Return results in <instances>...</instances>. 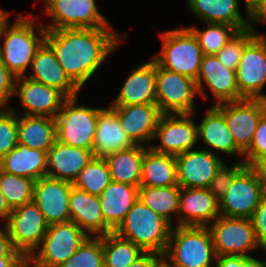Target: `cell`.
<instances>
[{
  "label": "cell",
  "instance_id": "cell-1",
  "mask_svg": "<svg viewBox=\"0 0 266 267\" xmlns=\"http://www.w3.org/2000/svg\"><path fill=\"white\" fill-rule=\"evenodd\" d=\"M112 28L46 30L45 42L69 79L81 90L120 42Z\"/></svg>",
  "mask_w": 266,
  "mask_h": 267
},
{
  "label": "cell",
  "instance_id": "cell-2",
  "mask_svg": "<svg viewBox=\"0 0 266 267\" xmlns=\"http://www.w3.org/2000/svg\"><path fill=\"white\" fill-rule=\"evenodd\" d=\"M172 227L166 219L138 199L113 232L130 240L144 252H154L163 256Z\"/></svg>",
  "mask_w": 266,
  "mask_h": 267
},
{
  "label": "cell",
  "instance_id": "cell-3",
  "mask_svg": "<svg viewBox=\"0 0 266 267\" xmlns=\"http://www.w3.org/2000/svg\"><path fill=\"white\" fill-rule=\"evenodd\" d=\"M16 22L4 26L0 36H4L0 45V60L14 77L26 76L27 67L31 65L36 51L45 42V26H36L34 20L16 17ZM35 28L42 37L36 35Z\"/></svg>",
  "mask_w": 266,
  "mask_h": 267
},
{
  "label": "cell",
  "instance_id": "cell-4",
  "mask_svg": "<svg viewBox=\"0 0 266 267\" xmlns=\"http://www.w3.org/2000/svg\"><path fill=\"white\" fill-rule=\"evenodd\" d=\"M171 230L162 258L171 267H211L216 259L208 226H176ZM168 260V261H167Z\"/></svg>",
  "mask_w": 266,
  "mask_h": 267
},
{
  "label": "cell",
  "instance_id": "cell-5",
  "mask_svg": "<svg viewBox=\"0 0 266 267\" xmlns=\"http://www.w3.org/2000/svg\"><path fill=\"white\" fill-rule=\"evenodd\" d=\"M161 54L152 59L162 68L197 79L203 57L198 39L189 28L163 32Z\"/></svg>",
  "mask_w": 266,
  "mask_h": 267
},
{
  "label": "cell",
  "instance_id": "cell-6",
  "mask_svg": "<svg viewBox=\"0 0 266 267\" xmlns=\"http://www.w3.org/2000/svg\"><path fill=\"white\" fill-rule=\"evenodd\" d=\"M77 97H68L58 112L57 140L63 144L91 150L97 125V114L102 108H90L77 104Z\"/></svg>",
  "mask_w": 266,
  "mask_h": 267
},
{
  "label": "cell",
  "instance_id": "cell-7",
  "mask_svg": "<svg viewBox=\"0 0 266 267\" xmlns=\"http://www.w3.org/2000/svg\"><path fill=\"white\" fill-rule=\"evenodd\" d=\"M88 237L72 221L48 225L40 251L31 255L28 267H57L66 262Z\"/></svg>",
  "mask_w": 266,
  "mask_h": 267
},
{
  "label": "cell",
  "instance_id": "cell-8",
  "mask_svg": "<svg viewBox=\"0 0 266 267\" xmlns=\"http://www.w3.org/2000/svg\"><path fill=\"white\" fill-rule=\"evenodd\" d=\"M262 198V178L252 166H245L220 198V215L250 219Z\"/></svg>",
  "mask_w": 266,
  "mask_h": 267
},
{
  "label": "cell",
  "instance_id": "cell-9",
  "mask_svg": "<svg viewBox=\"0 0 266 267\" xmlns=\"http://www.w3.org/2000/svg\"><path fill=\"white\" fill-rule=\"evenodd\" d=\"M196 80L156 63V104L162 114H192Z\"/></svg>",
  "mask_w": 266,
  "mask_h": 267
},
{
  "label": "cell",
  "instance_id": "cell-10",
  "mask_svg": "<svg viewBox=\"0 0 266 267\" xmlns=\"http://www.w3.org/2000/svg\"><path fill=\"white\" fill-rule=\"evenodd\" d=\"M5 224L15 250L27 260L40 248L48 229L42 212L33 201L12 210Z\"/></svg>",
  "mask_w": 266,
  "mask_h": 267
},
{
  "label": "cell",
  "instance_id": "cell-11",
  "mask_svg": "<svg viewBox=\"0 0 266 267\" xmlns=\"http://www.w3.org/2000/svg\"><path fill=\"white\" fill-rule=\"evenodd\" d=\"M209 225L216 256H250L246 252L259 245L251 220L219 216Z\"/></svg>",
  "mask_w": 266,
  "mask_h": 267
},
{
  "label": "cell",
  "instance_id": "cell-12",
  "mask_svg": "<svg viewBox=\"0 0 266 267\" xmlns=\"http://www.w3.org/2000/svg\"><path fill=\"white\" fill-rule=\"evenodd\" d=\"M239 93L244 99L266 100V35L257 34L244 48L236 69Z\"/></svg>",
  "mask_w": 266,
  "mask_h": 267
},
{
  "label": "cell",
  "instance_id": "cell-13",
  "mask_svg": "<svg viewBox=\"0 0 266 267\" xmlns=\"http://www.w3.org/2000/svg\"><path fill=\"white\" fill-rule=\"evenodd\" d=\"M53 24L46 30L111 28L97 10L95 0H44Z\"/></svg>",
  "mask_w": 266,
  "mask_h": 267
},
{
  "label": "cell",
  "instance_id": "cell-14",
  "mask_svg": "<svg viewBox=\"0 0 266 267\" xmlns=\"http://www.w3.org/2000/svg\"><path fill=\"white\" fill-rule=\"evenodd\" d=\"M213 105L223 113L236 146L244 153L251 145L259 121L266 112V100L243 99Z\"/></svg>",
  "mask_w": 266,
  "mask_h": 267
},
{
  "label": "cell",
  "instance_id": "cell-15",
  "mask_svg": "<svg viewBox=\"0 0 266 267\" xmlns=\"http://www.w3.org/2000/svg\"><path fill=\"white\" fill-rule=\"evenodd\" d=\"M192 114H162L155 130V138L161 144L150 148L161 154L176 156L196 145L198 140L197 125L191 119Z\"/></svg>",
  "mask_w": 266,
  "mask_h": 267
},
{
  "label": "cell",
  "instance_id": "cell-16",
  "mask_svg": "<svg viewBox=\"0 0 266 267\" xmlns=\"http://www.w3.org/2000/svg\"><path fill=\"white\" fill-rule=\"evenodd\" d=\"M177 182L181 188H209L224 162L213 150H189L175 156Z\"/></svg>",
  "mask_w": 266,
  "mask_h": 267
},
{
  "label": "cell",
  "instance_id": "cell-17",
  "mask_svg": "<svg viewBox=\"0 0 266 267\" xmlns=\"http://www.w3.org/2000/svg\"><path fill=\"white\" fill-rule=\"evenodd\" d=\"M72 183L44 176L35 181L33 202L48 225L70 221V192Z\"/></svg>",
  "mask_w": 266,
  "mask_h": 267
},
{
  "label": "cell",
  "instance_id": "cell-18",
  "mask_svg": "<svg viewBox=\"0 0 266 267\" xmlns=\"http://www.w3.org/2000/svg\"><path fill=\"white\" fill-rule=\"evenodd\" d=\"M203 81L216 98V104L244 99L239 93L236 71L222 65L216 55H203L200 72L196 79L198 93L206 99Z\"/></svg>",
  "mask_w": 266,
  "mask_h": 267
},
{
  "label": "cell",
  "instance_id": "cell-19",
  "mask_svg": "<svg viewBox=\"0 0 266 267\" xmlns=\"http://www.w3.org/2000/svg\"><path fill=\"white\" fill-rule=\"evenodd\" d=\"M15 81L17 83H15L14 93L19 94L20 102L26 108L24 115L56 118L67 98L61 91L33 81L27 76L17 77Z\"/></svg>",
  "mask_w": 266,
  "mask_h": 267
},
{
  "label": "cell",
  "instance_id": "cell-20",
  "mask_svg": "<svg viewBox=\"0 0 266 267\" xmlns=\"http://www.w3.org/2000/svg\"><path fill=\"white\" fill-rule=\"evenodd\" d=\"M178 213V226H208L220 216L219 200L208 188H181Z\"/></svg>",
  "mask_w": 266,
  "mask_h": 267
},
{
  "label": "cell",
  "instance_id": "cell-21",
  "mask_svg": "<svg viewBox=\"0 0 266 267\" xmlns=\"http://www.w3.org/2000/svg\"><path fill=\"white\" fill-rule=\"evenodd\" d=\"M118 115L119 122L135 145H143L154 139L162 113L157 104L110 106Z\"/></svg>",
  "mask_w": 266,
  "mask_h": 267
},
{
  "label": "cell",
  "instance_id": "cell-22",
  "mask_svg": "<svg viewBox=\"0 0 266 267\" xmlns=\"http://www.w3.org/2000/svg\"><path fill=\"white\" fill-rule=\"evenodd\" d=\"M69 211L70 221L74 222L89 236L95 234V237H99L114 231L104 221L97 195H91L72 186Z\"/></svg>",
  "mask_w": 266,
  "mask_h": 267
},
{
  "label": "cell",
  "instance_id": "cell-23",
  "mask_svg": "<svg viewBox=\"0 0 266 267\" xmlns=\"http://www.w3.org/2000/svg\"><path fill=\"white\" fill-rule=\"evenodd\" d=\"M142 104H156V62L153 59L131 72L110 106Z\"/></svg>",
  "mask_w": 266,
  "mask_h": 267
},
{
  "label": "cell",
  "instance_id": "cell-24",
  "mask_svg": "<svg viewBox=\"0 0 266 267\" xmlns=\"http://www.w3.org/2000/svg\"><path fill=\"white\" fill-rule=\"evenodd\" d=\"M33 74H27L29 79L54 87L67 98L78 96L79 88L65 74L57 61L55 52L44 42L36 51L31 62Z\"/></svg>",
  "mask_w": 266,
  "mask_h": 267
},
{
  "label": "cell",
  "instance_id": "cell-25",
  "mask_svg": "<svg viewBox=\"0 0 266 267\" xmlns=\"http://www.w3.org/2000/svg\"><path fill=\"white\" fill-rule=\"evenodd\" d=\"M92 158L91 150L69 146L56 140L47 151L46 176L73 183Z\"/></svg>",
  "mask_w": 266,
  "mask_h": 267
},
{
  "label": "cell",
  "instance_id": "cell-26",
  "mask_svg": "<svg viewBox=\"0 0 266 267\" xmlns=\"http://www.w3.org/2000/svg\"><path fill=\"white\" fill-rule=\"evenodd\" d=\"M134 145L123 130L116 112L111 107L101 109L97 114L95 139L91 149L93 157L104 158Z\"/></svg>",
  "mask_w": 266,
  "mask_h": 267
},
{
  "label": "cell",
  "instance_id": "cell-27",
  "mask_svg": "<svg viewBox=\"0 0 266 267\" xmlns=\"http://www.w3.org/2000/svg\"><path fill=\"white\" fill-rule=\"evenodd\" d=\"M98 197L104 221L115 230L139 199V187L111 181Z\"/></svg>",
  "mask_w": 266,
  "mask_h": 267
},
{
  "label": "cell",
  "instance_id": "cell-28",
  "mask_svg": "<svg viewBox=\"0 0 266 267\" xmlns=\"http://www.w3.org/2000/svg\"><path fill=\"white\" fill-rule=\"evenodd\" d=\"M0 170L36 181L47 174V152L18 143L0 159Z\"/></svg>",
  "mask_w": 266,
  "mask_h": 267
},
{
  "label": "cell",
  "instance_id": "cell-29",
  "mask_svg": "<svg viewBox=\"0 0 266 267\" xmlns=\"http://www.w3.org/2000/svg\"><path fill=\"white\" fill-rule=\"evenodd\" d=\"M188 7L207 23H223L239 31L252 27L250 17L244 19L239 12L238 0H187Z\"/></svg>",
  "mask_w": 266,
  "mask_h": 267
},
{
  "label": "cell",
  "instance_id": "cell-30",
  "mask_svg": "<svg viewBox=\"0 0 266 267\" xmlns=\"http://www.w3.org/2000/svg\"><path fill=\"white\" fill-rule=\"evenodd\" d=\"M17 137L19 144L47 152L57 140L55 118L28 115L17 117Z\"/></svg>",
  "mask_w": 266,
  "mask_h": 267
},
{
  "label": "cell",
  "instance_id": "cell-31",
  "mask_svg": "<svg viewBox=\"0 0 266 267\" xmlns=\"http://www.w3.org/2000/svg\"><path fill=\"white\" fill-rule=\"evenodd\" d=\"M197 135L198 140L202 138V141L210 148L229 155L240 154L243 156V152L235 144L223 113L215 105L206 110V116L197 125Z\"/></svg>",
  "mask_w": 266,
  "mask_h": 267
},
{
  "label": "cell",
  "instance_id": "cell-32",
  "mask_svg": "<svg viewBox=\"0 0 266 267\" xmlns=\"http://www.w3.org/2000/svg\"><path fill=\"white\" fill-rule=\"evenodd\" d=\"M178 185L175 156L161 154L148 147L144 151L140 186Z\"/></svg>",
  "mask_w": 266,
  "mask_h": 267
},
{
  "label": "cell",
  "instance_id": "cell-33",
  "mask_svg": "<svg viewBox=\"0 0 266 267\" xmlns=\"http://www.w3.org/2000/svg\"><path fill=\"white\" fill-rule=\"evenodd\" d=\"M146 149L143 145H134L129 149L106 155L104 159L110 170L111 181L140 187L142 161Z\"/></svg>",
  "mask_w": 266,
  "mask_h": 267
},
{
  "label": "cell",
  "instance_id": "cell-34",
  "mask_svg": "<svg viewBox=\"0 0 266 267\" xmlns=\"http://www.w3.org/2000/svg\"><path fill=\"white\" fill-rule=\"evenodd\" d=\"M180 191L179 185L159 188L140 186L139 199L173 226L171 215L178 213Z\"/></svg>",
  "mask_w": 266,
  "mask_h": 267
},
{
  "label": "cell",
  "instance_id": "cell-35",
  "mask_svg": "<svg viewBox=\"0 0 266 267\" xmlns=\"http://www.w3.org/2000/svg\"><path fill=\"white\" fill-rule=\"evenodd\" d=\"M99 237L102 241L104 267H128L144 253L136 244L114 232Z\"/></svg>",
  "mask_w": 266,
  "mask_h": 267
},
{
  "label": "cell",
  "instance_id": "cell-36",
  "mask_svg": "<svg viewBox=\"0 0 266 267\" xmlns=\"http://www.w3.org/2000/svg\"><path fill=\"white\" fill-rule=\"evenodd\" d=\"M110 182V170L106 160L101 157H93L79 172L72 185L91 195L100 196Z\"/></svg>",
  "mask_w": 266,
  "mask_h": 267
},
{
  "label": "cell",
  "instance_id": "cell-37",
  "mask_svg": "<svg viewBox=\"0 0 266 267\" xmlns=\"http://www.w3.org/2000/svg\"><path fill=\"white\" fill-rule=\"evenodd\" d=\"M35 180L28 177L12 175L0 170V191L12 211L33 201Z\"/></svg>",
  "mask_w": 266,
  "mask_h": 267
},
{
  "label": "cell",
  "instance_id": "cell-38",
  "mask_svg": "<svg viewBox=\"0 0 266 267\" xmlns=\"http://www.w3.org/2000/svg\"><path fill=\"white\" fill-rule=\"evenodd\" d=\"M204 31L189 28L198 39L203 55H216L239 31L236 27L223 23H207Z\"/></svg>",
  "mask_w": 266,
  "mask_h": 267
},
{
  "label": "cell",
  "instance_id": "cell-39",
  "mask_svg": "<svg viewBox=\"0 0 266 267\" xmlns=\"http://www.w3.org/2000/svg\"><path fill=\"white\" fill-rule=\"evenodd\" d=\"M57 267H104L101 238L89 236L66 262Z\"/></svg>",
  "mask_w": 266,
  "mask_h": 267
},
{
  "label": "cell",
  "instance_id": "cell-40",
  "mask_svg": "<svg viewBox=\"0 0 266 267\" xmlns=\"http://www.w3.org/2000/svg\"><path fill=\"white\" fill-rule=\"evenodd\" d=\"M253 28L238 31L216 54L222 65L236 71L245 46L257 35Z\"/></svg>",
  "mask_w": 266,
  "mask_h": 267
},
{
  "label": "cell",
  "instance_id": "cell-41",
  "mask_svg": "<svg viewBox=\"0 0 266 267\" xmlns=\"http://www.w3.org/2000/svg\"><path fill=\"white\" fill-rule=\"evenodd\" d=\"M18 144L17 114L11 108L0 111V159Z\"/></svg>",
  "mask_w": 266,
  "mask_h": 267
},
{
  "label": "cell",
  "instance_id": "cell-42",
  "mask_svg": "<svg viewBox=\"0 0 266 267\" xmlns=\"http://www.w3.org/2000/svg\"><path fill=\"white\" fill-rule=\"evenodd\" d=\"M246 166L244 160L234 164L232 167H227L223 164L215 174L209 186V191L218 200L223 197L225 192L231 186L235 176Z\"/></svg>",
  "mask_w": 266,
  "mask_h": 267
},
{
  "label": "cell",
  "instance_id": "cell-43",
  "mask_svg": "<svg viewBox=\"0 0 266 267\" xmlns=\"http://www.w3.org/2000/svg\"><path fill=\"white\" fill-rule=\"evenodd\" d=\"M266 155V112L262 115L249 148L243 153L246 166H253L262 156Z\"/></svg>",
  "mask_w": 266,
  "mask_h": 267
},
{
  "label": "cell",
  "instance_id": "cell-44",
  "mask_svg": "<svg viewBox=\"0 0 266 267\" xmlns=\"http://www.w3.org/2000/svg\"><path fill=\"white\" fill-rule=\"evenodd\" d=\"M250 220L256 239L261 249H264L266 247V199L262 198Z\"/></svg>",
  "mask_w": 266,
  "mask_h": 267
},
{
  "label": "cell",
  "instance_id": "cell-45",
  "mask_svg": "<svg viewBox=\"0 0 266 267\" xmlns=\"http://www.w3.org/2000/svg\"><path fill=\"white\" fill-rule=\"evenodd\" d=\"M14 79L16 77L8 71L0 60V111L9 110L8 108L1 109V106L3 107L10 99L9 97L14 94Z\"/></svg>",
  "mask_w": 266,
  "mask_h": 267
},
{
  "label": "cell",
  "instance_id": "cell-46",
  "mask_svg": "<svg viewBox=\"0 0 266 267\" xmlns=\"http://www.w3.org/2000/svg\"><path fill=\"white\" fill-rule=\"evenodd\" d=\"M0 256H23L15 250L6 227L5 230L0 228Z\"/></svg>",
  "mask_w": 266,
  "mask_h": 267
},
{
  "label": "cell",
  "instance_id": "cell-47",
  "mask_svg": "<svg viewBox=\"0 0 266 267\" xmlns=\"http://www.w3.org/2000/svg\"><path fill=\"white\" fill-rule=\"evenodd\" d=\"M162 258L161 255L154 252H144L128 267H154V265Z\"/></svg>",
  "mask_w": 266,
  "mask_h": 267
},
{
  "label": "cell",
  "instance_id": "cell-48",
  "mask_svg": "<svg viewBox=\"0 0 266 267\" xmlns=\"http://www.w3.org/2000/svg\"><path fill=\"white\" fill-rule=\"evenodd\" d=\"M0 267H28L24 256H0Z\"/></svg>",
  "mask_w": 266,
  "mask_h": 267
},
{
  "label": "cell",
  "instance_id": "cell-49",
  "mask_svg": "<svg viewBox=\"0 0 266 267\" xmlns=\"http://www.w3.org/2000/svg\"><path fill=\"white\" fill-rule=\"evenodd\" d=\"M215 263L216 267H239V256H217Z\"/></svg>",
  "mask_w": 266,
  "mask_h": 267
},
{
  "label": "cell",
  "instance_id": "cell-50",
  "mask_svg": "<svg viewBox=\"0 0 266 267\" xmlns=\"http://www.w3.org/2000/svg\"><path fill=\"white\" fill-rule=\"evenodd\" d=\"M239 267H266V262L259 261L252 256H239Z\"/></svg>",
  "mask_w": 266,
  "mask_h": 267
},
{
  "label": "cell",
  "instance_id": "cell-51",
  "mask_svg": "<svg viewBox=\"0 0 266 267\" xmlns=\"http://www.w3.org/2000/svg\"><path fill=\"white\" fill-rule=\"evenodd\" d=\"M246 4V12L251 17L265 2V0H244Z\"/></svg>",
  "mask_w": 266,
  "mask_h": 267
},
{
  "label": "cell",
  "instance_id": "cell-52",
  "mask_svg": "<svg viewBox=\"0 0 266 267\" xmlns=\"http://www.w3.org/2000/svg\"><path fill=\"white\" fill-rule=\"evenodd\" d=\"M266 22V0L261 7L250 17V22Z\"/></svg>",
  "mask_w": 266,
  "mask_h": 267
},
{
  "label": "cell",
  "instance_id": "cell-53",
  "mask_svg": "<svg viewBox=\"0 0 266 267\" xmlns=\"http://www.w3.org/2000/svg\"><path fill=\"white\" fill-rule=\"evenodd\" d=\"M252 167L261 178H266V155L262 156Z\"/></svg>",
  "mask_w": 266,
  "mask_h": 267
},
{
  "label": "cell",
  "instance_id": "cell-54",
  "mask_svg": "<svg viewBox=\"0 0 266 267\" xmlns=\"http://www.w3.org/2000/svg\"><path fill=\"white\" fill-rule=\"evenodd\" d=\"M11 210L7 206L4 196L2 192L0 191V219H8L10 217Z\"/></svg>",
  "mask_w": 266,
  "mask_h": 267
},
{
  "label": "cell",
  "instance_id": "cell-55",
  "mask_svg": "<svg viewBox=\"0 0 266 267\" xmlns=\"http://www.w3.org/2000/svg\"><path fill=\"white\" fill-rule=\"evenodd\" d=\"M8 17L9 13L0 10V34L2 33L4 26L8 23Z\"/></svg>",
  "mask_w": 266,
  "mask_h": 267
},
{
  "label": "cell",
  "instance_id": "cell-56",
  "mask_svg": "<svg viewBox=\"0 0 266 267\" xmlns=\"http://www.w3.org/2000/svg\"><path fill=\"white\" fill-rule=\"evenodd\" d=\"M154 267H171L163 258H161Z\"/></svg>",
  "mask_w": 266,
  "mask_h": 267
},
{
  "label": "cell",
  "instance_id": "cell-57",
  "mask_svg": "<svg viewBox=\"0 0 266 267\" xmlns=\"http://www.w3.org/2000/svg\"><path fill=\"white\" fill-rule=\"evenodd\" d=\"M263 198L266 199V178H262Z\"/></svg>",
  "mask_w": 266,
  "mask_h": 267
}]
</instances>
